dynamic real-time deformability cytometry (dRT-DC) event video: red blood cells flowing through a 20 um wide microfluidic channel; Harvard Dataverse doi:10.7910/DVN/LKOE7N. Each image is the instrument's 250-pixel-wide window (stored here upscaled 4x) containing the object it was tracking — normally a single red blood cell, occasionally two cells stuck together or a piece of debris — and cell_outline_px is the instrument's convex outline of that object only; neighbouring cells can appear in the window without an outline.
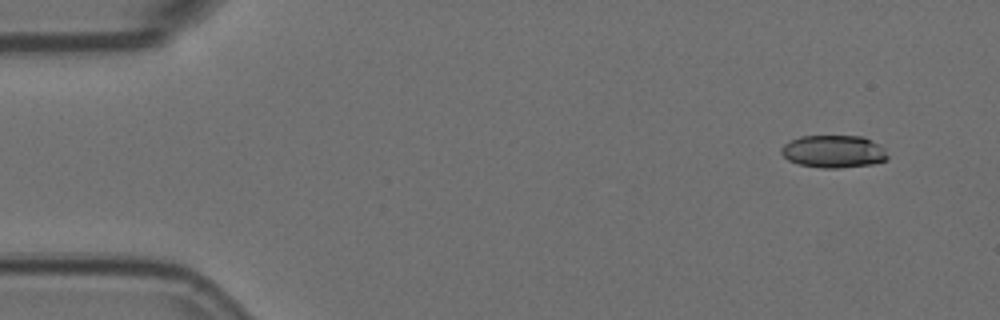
{"species": "Egyptian fruit bat (a non-hibernating species)", "species_latin": "Rousettus aegyptiacus", "temperature_condition": "room temperature", "stored_images_in_passage": 6, "camera_frame_rate_fps": 3000, "um_per_image_px": 0.085, "animal": {"sex": "female"}, "frame": {"image": 1, "passage_image": 1, "time_ms": 0.0, "image_size_px": [1000, 320], "cell_outline_px": [[888, 160], [872, 164], [840, 168], [820, 168], [800, 164], [788, 160], [780, 152], [780, 148], [784, 144], [800, 136], [864, 136], [880, 144], [884, 148], [888, 156]], "centroid_in_image_um": [70.88, 12.87], "position_along_channel_um": 14.1, "area_um2": 20.35}}
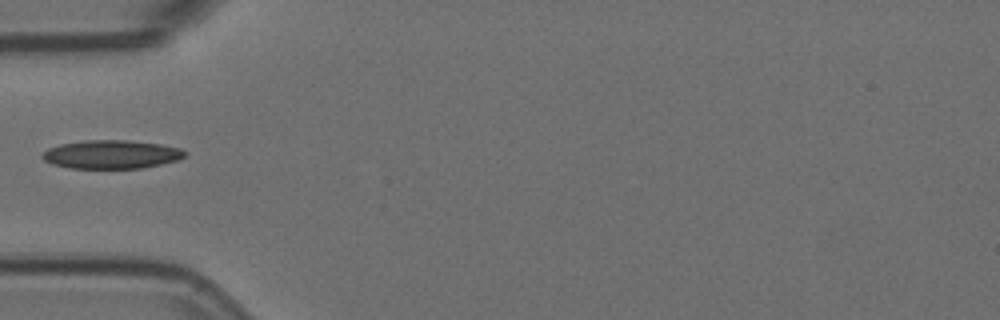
{"frame": {"image": 2, "passage_image": 5, "time_ms": 1.333, "image_size_px": [1000, 320], "cell_outline_px": [[184, 156], [176, 160], [144, 168], [68, 168], [52, 164], [44, 160], [40, 156], [48, 148], [60, 144], [84, 140], [128, 140], [160, 144], [180, 148], [184, 152]], "centroid_in_image_um": [9.42, 13.12], "position_along_channel_um": 75.6, "area_um2": 23.58}}
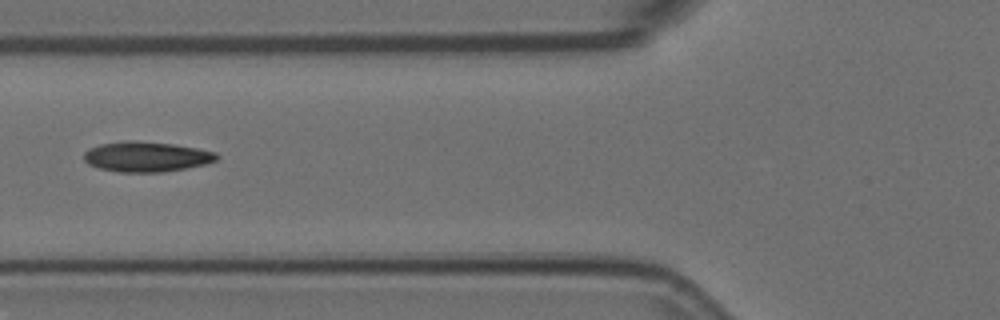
{"frame": {"image": 3, "passage_image": 6, "time_ms": 1.667, "image_size_px": [1000, 320], "cell_outline_px": [[220, 156], [216, 160], [204, 164], [164, 172], [120, 172], [100, 168], [88, 164], [84, 160], [84, 152], [88, 148], [100, 144], [124, 140], [128, 140], [172, 144], [196, 148], [216, 152]], "centroid_in_image_um": [12.41, 13.31], "position_along_channel_um": 113.4, "area_um2": 23.24}}